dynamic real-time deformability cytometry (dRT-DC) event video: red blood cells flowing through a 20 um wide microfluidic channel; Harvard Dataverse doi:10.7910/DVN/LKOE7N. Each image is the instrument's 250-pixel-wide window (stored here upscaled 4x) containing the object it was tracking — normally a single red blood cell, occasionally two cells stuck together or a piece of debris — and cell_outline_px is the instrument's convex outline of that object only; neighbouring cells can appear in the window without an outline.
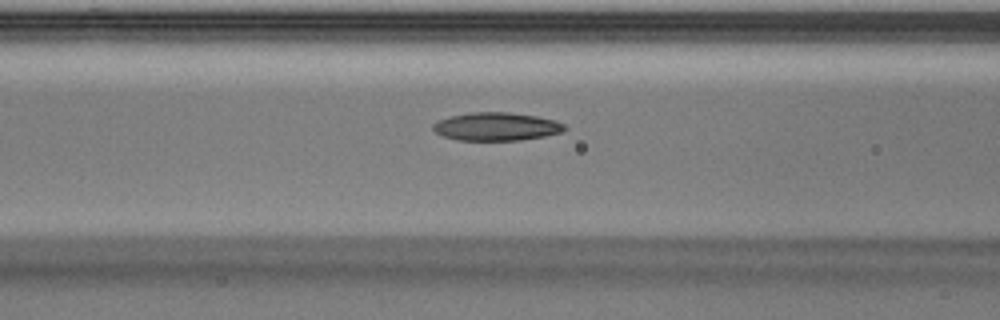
{"species": "Egyptian fruit bat (a non-hibernating species)", "species_latin": "Rousettus aegyptiacus", "temperature_condition": "warm", "stored_images_in_passage": 25, "camera_frame_rate_fps": 3000, "um_per_image_px": 0.085, "animal": {"sex": "male"}, "frame": {"image": 1, "passage_image": 6, "time_ms": 1.667, "image_size_px": [1000, 320], "cell_outline_px": [[564, 128], [560, 132], [544, 136], [520, 140], [456, 140], [444, 136], [436, 132], [432, 128], [432, 124], [440, 120], [452, 116], [472, 112], [508, 112], [536, 116], [556, 120], [564, 124]], "centroid_in_image_um": [42.18, 10.75], "position_along_channel_um": 124.4, "area_um2": 21.33}}
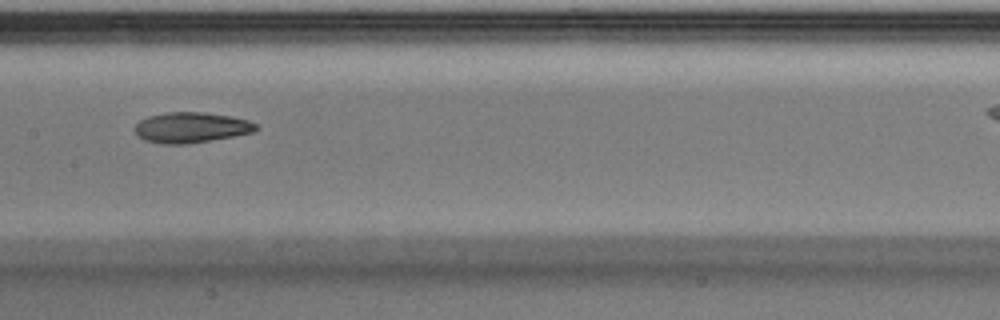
{"frame": {"image": 2, "passage_image": 10, "time_ms": 3.0, "image_size_px": [1000, 320], "cell_outline_px": [[256, 128], [252, 132], [232, 136], [188, 144], [164, 144], [144, 140], [136, 132], [136, 124], [140, 120], [148, 116], [168, 112], [204, 112], [228, 116], [248, 120], [256, 124]], "centroid_in_image_um": [16.22, 10.83], "position_along_channel_um": 191.2, "area_um2": 21.15}}
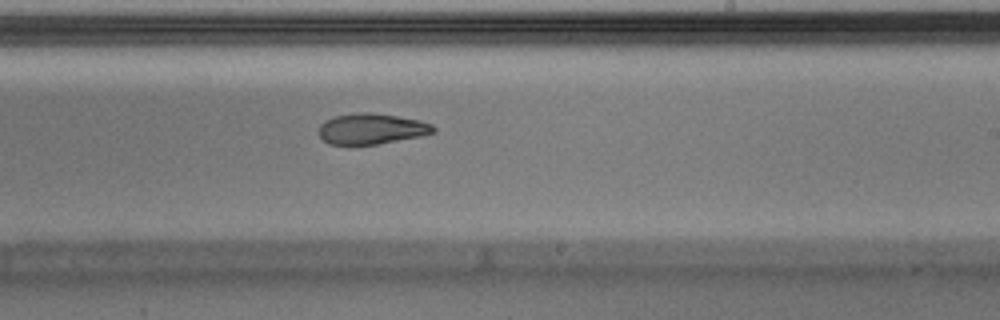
{"frame": {"image": 3, "passage_image": 14, "time_ms": 4.333, "image_size_px": [1000, 320], "cell_outline_px": [[436, 132], [420, 136], [376, 144], [328, 144], [320, 136], [320, 124], [324, 120], [332, 116], [360, 112], [372, 112], [420, 120], [432, 124], [436, 128]], "centroid_in_image_um": [31.58, 10.93], "position_along_channel_um": 257.4, "area_um2": 20.46}}